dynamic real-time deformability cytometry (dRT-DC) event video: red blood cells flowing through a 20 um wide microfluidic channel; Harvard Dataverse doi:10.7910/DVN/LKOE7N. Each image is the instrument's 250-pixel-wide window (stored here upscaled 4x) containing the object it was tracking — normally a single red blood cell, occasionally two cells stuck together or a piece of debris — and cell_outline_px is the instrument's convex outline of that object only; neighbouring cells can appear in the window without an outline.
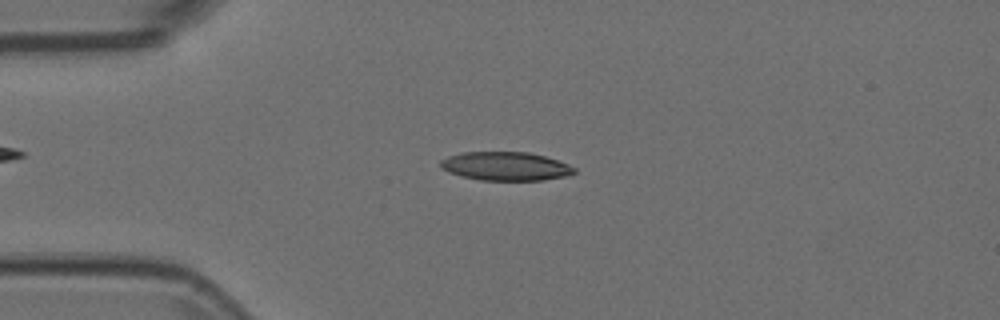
{"species": "Egyptian fruit bat (a non-hibernating species)", "species_latin": "Rousettus aegyptiacus", "temperature_condition": "room temperature", "stored_images_in_passage": 55, "camera_frame_rate_fps": 3000, "um_per_image_px": 0.085, "animal": {"sex": "female"}, "frame": {"image": 1, "passage_image": 13, "time_ms": 4.0, "image_size_px": [1000, 320], "cell_outline_px": [[576, 172], [564, 176], [544, 180], [480, 180], [448, 172], [440, 168], [440, 160], [448, 156], [464, 152], [528, 152], [544, 156], [568, 164], [576, 168]], "centroid_in_image_um": [42.96, 14.12], "position_along_channel_um": 42.0, "area_um2": 22.2}}
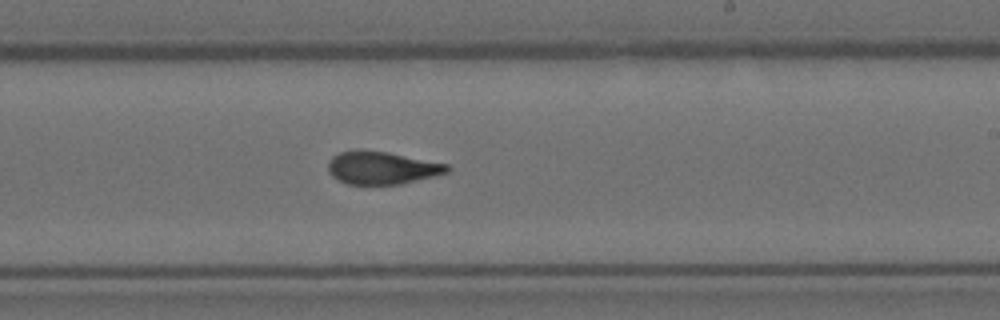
{"frame": {"image": 2, "passage_image": 32, "time_ms": 10.333, "image_size_px": [1000, 320], "cell_outline_px": [[452, 168], [448, 172], [400, 184], [348, 184], [336, 180], [328, 172], [328, 160], [332, 156], [340, 152], [388, 152], [448, 164]], "centroid_in_image_um": [32.45, 14.29], "position_along_channel_um": 256.5, "area_um2": 22.25}}
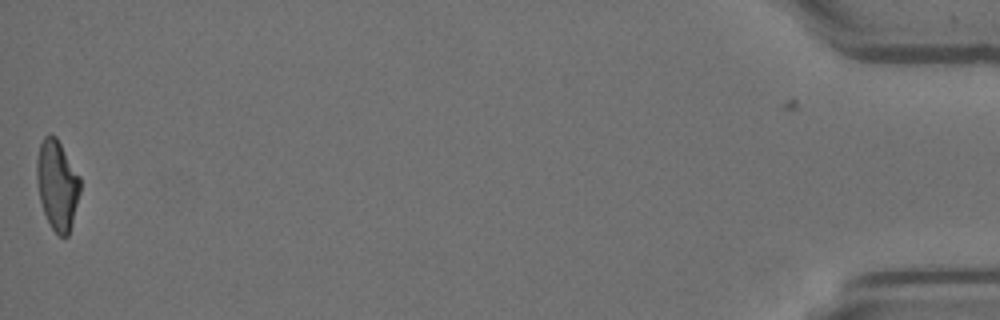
{"frame": {"image": 3, "passage_image": 54, "time_ms": 17.667, "image_size_px": [1000, 320], "cell_outline_px": [[80, 192], [68, 236], [60, 236], [52, 228], [44, 212], [40, 200], [36, 176], [36, 160], [40, 144], [44, 136], [48, 132], [56, 136], [80, 176]], "centroid_in_image_um": [4.85, 15.66], "position_along_channel_um": 430.3, "area_um2": 22.6}}